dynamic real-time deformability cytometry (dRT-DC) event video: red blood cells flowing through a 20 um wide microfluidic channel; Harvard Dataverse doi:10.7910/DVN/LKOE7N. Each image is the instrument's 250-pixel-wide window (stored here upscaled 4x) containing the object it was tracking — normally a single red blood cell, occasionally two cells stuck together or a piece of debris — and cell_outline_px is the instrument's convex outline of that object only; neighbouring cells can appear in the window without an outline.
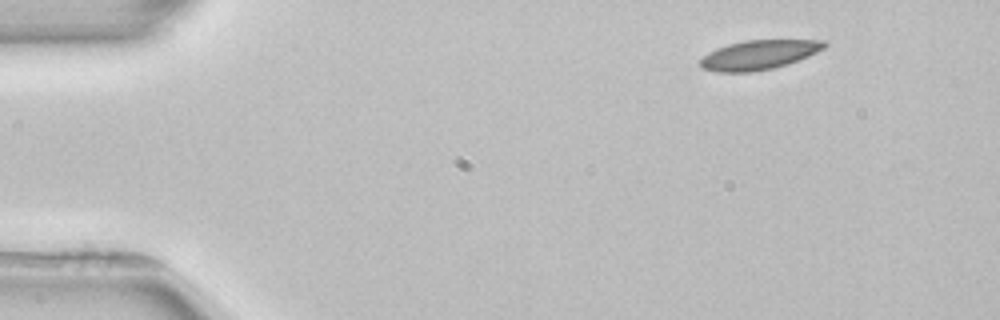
{"species": "common noctule bat (a hibernating species)", "species_latin": "Nyctalus noctula", "temperature_condition": "room temperature", "stored_images_in_passage": 4, "camera_frame_rate_fps": 3000, "um_per_image_px": 0.085, "animal": {"sex": "female", "body_mass_g": 22.7, "forearm_length_mm": 54.2}, "frame": {"image": 1, "passage_image": 1, "time_ms": 0.0, "image_size_px": [1000, 320], "cell_outline_px": [[828, 44], [824, 48], [808, 56], [788, 64], [772, 68], [752, 72], [716, 72], [700, 68], [700, 60], [708, 52], [716, 48], [728, 44], [744, 40], [824, 40]], "centroid_in_image_um": [64.48, 4.66], "position_along_channel_um": 20.5, "area_um2": 21.27}}
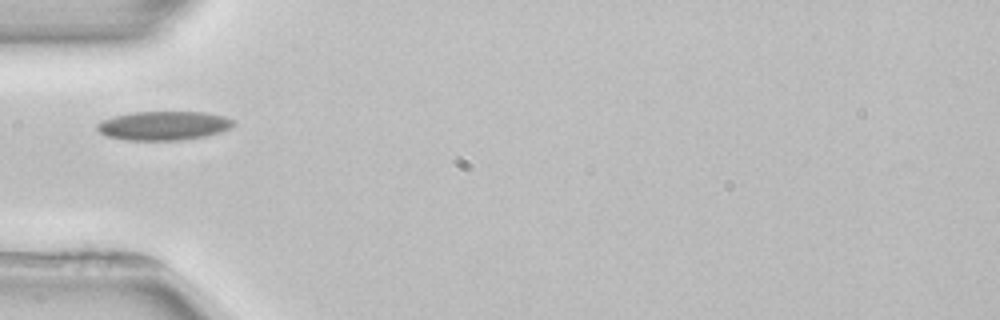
{"frame": {"image": 2, "passage_image": 4, "time_ms": 3.667, "image_size_px": [1000, 320], "cell_outline_px": [[232, 124], [228, 128], [220, 132], [204, 136], [180, 140], [124, 140], [108, 136], [100, 132], [96, 128], [96, 124], [100, 120], [132, 112], [204, 112], [224, 116], [232, 120]], "centroid_in_image_um": [13.85, 10.68], "position_along_channel_um": 71.2, "area_um2": 22.77}}